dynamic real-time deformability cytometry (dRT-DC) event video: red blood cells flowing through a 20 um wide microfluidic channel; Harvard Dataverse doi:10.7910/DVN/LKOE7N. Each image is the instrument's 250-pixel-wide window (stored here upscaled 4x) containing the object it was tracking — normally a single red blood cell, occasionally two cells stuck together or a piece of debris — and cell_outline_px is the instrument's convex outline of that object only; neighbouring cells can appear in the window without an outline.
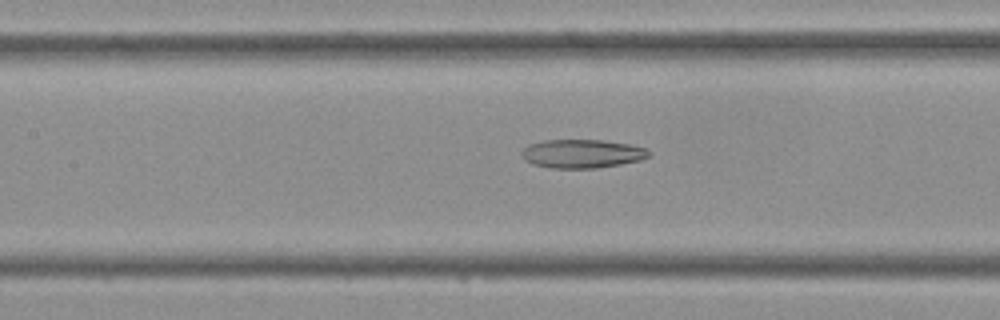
{"species": "Egyptian fruit bat (a non-hibernating species)", "species_latin": "Rousettus aegyptiacus", "temperature_condition": "cold", "stored_images_in_passage": 43, "camera_frame_rate_fps": 3000, "um_per_image_px": 0.085, "frame": {"image": 1, "passage_image": 19, "time_ms": 6.0, "image_size_px": [1000, 320], "cell_outline_px": [[652, 156], [640, 160], [620, 164], [596, 168], [548, 168], [532, 164], [524, 160], [520, 156], [520, 152], [528, 144], [544, 140], [604, 140], [632, 144], [648, 148], [652, 152]], "centroid_in_image_um": [49.49, 13.06], "position_along_channel_um": 157.9, "area_um2": 21.68}}
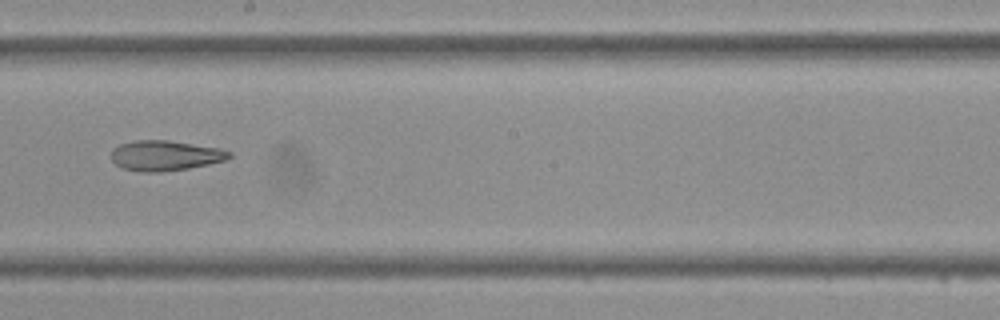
{"frame": {"image": 2, "passage_image": 24, "time_ms": 7.667, "image_size_px": [1000, 320], "cell_outline_px": [[232, 156], [228, 160], [188, 168], [160, 172], [144, 172], [124, 168], [116, 164], [112, 160], [112, 148], [120, 144], [132, 140], [168, 140], [220, 148], [232, 152]], "centroid_in_image_um": [14.07, 13.21], "position_along_channel_um": 234.1, "area_um2": 20.81}}
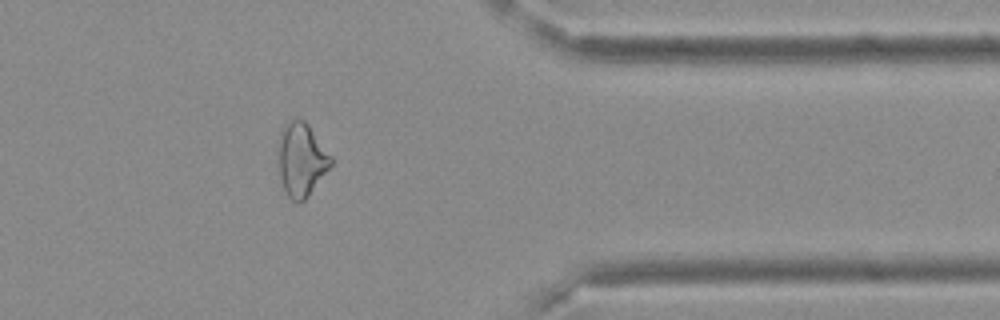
{"frame": {"image": 3, "passage_image": 35, "time_ms": 11.333, "image_size_px": [1000, 320], "cell_outline_px": [[332, 164], [308, 196], [300, 204], [292, 200], [288, 196], [284, 188], [276, 168], [276, 144], [280, 128], [292, 116], [304, 120], [308, 124], [332, 156]], "centroid_in_image_um": [25.54, 13.51], "position_along_channel_um": 385.9, "area_um2": 23.47}}